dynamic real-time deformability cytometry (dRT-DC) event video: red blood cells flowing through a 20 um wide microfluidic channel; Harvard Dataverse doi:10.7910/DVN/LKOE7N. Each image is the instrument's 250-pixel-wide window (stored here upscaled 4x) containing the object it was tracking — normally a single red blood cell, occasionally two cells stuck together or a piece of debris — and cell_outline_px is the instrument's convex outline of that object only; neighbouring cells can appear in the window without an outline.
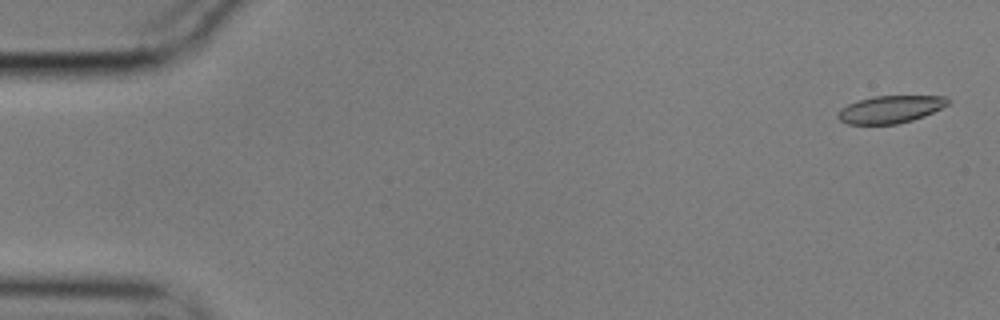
{"species": "common noctule bat (a hibernating species)", "species_latin": "Nyctalus noctula", "temperature_condition": "cold", "stored_images_in_passage": 56, "camera_frame_rate_fps": 3000, "um_per_image_px": 0.085, "animal": {"sex": "male", "body_mass_g": 17.9}, "frame": {"image": 1, "passage_image": 2, "time_ms": 0.333, "image_size_px": [1000, 320], "cell_outline_px": [[948, 104], [924, 116], [912, 120], [896, 124], [848, 124], [840, 120], [836, 116], [840, 108], [848, 104], [872, 96], [948, 96]], "centroid_in_image_um": [75.65, 9.29], "position_along_channel_um": 9.4, "area_um2": 17.46}}
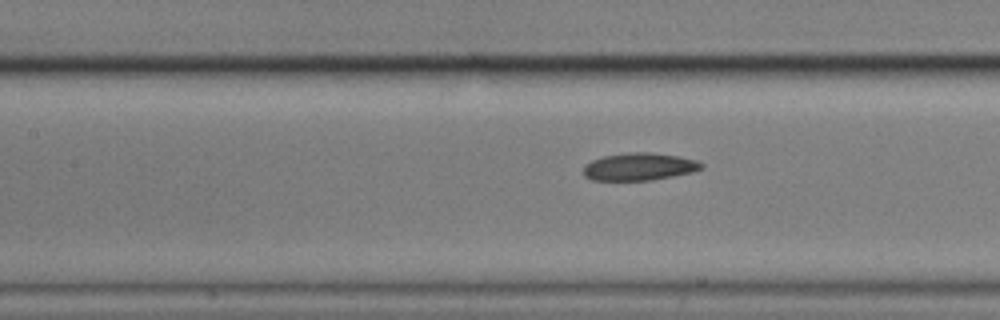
{"frame": {"image": 2, "passage_image": 25, "time_ms": 8.0, "image_size_px": [1000, 320], "cell_outline_px": [[704, 168], [692, 172], [652, 180], [592, 180], [584, 176], [584, 164], [592, 160], [604, 156], [628, 152], [648, 152], [676, 156], [696, 160], [704, 164]], "centroid_in_image_um": [54.33, 14.17], "position_along_channel_um": 153.1, "area_um2": 18.84}}
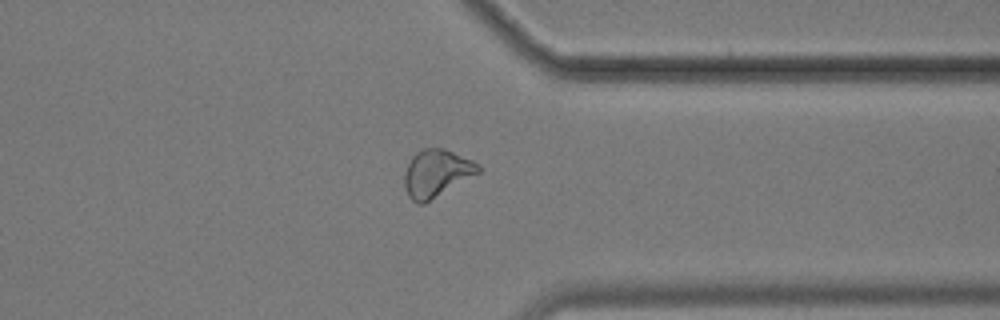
{"frame": {"image": 3, "passage_image": 44, "time_ms": 14.333, "image_size_px": [1000, 320], "cell_outline_px": [[480, 172], [424, 204], [416, 204], [408, 196], [404, 188], [404, 172], [412, 156], [416, 152], [424, 148], [444, 148], [472, 160], [480, 164]], "centroid_in_image_um": [37.08, 14.73], "position_along_channel_um": 374.3, "area_um2": 20.46}, "authors_computed_cell_mechanics": {"area_um2": 19.2185, "velocity_mm_per_s": 3.5533, "shape_relaxation_time_tau1_ms": null, "shape_relaxation_time_tau2_ms": 4.3727, "deformation_change_tau1": null, "deformation_change_tau2": 0.1004}}